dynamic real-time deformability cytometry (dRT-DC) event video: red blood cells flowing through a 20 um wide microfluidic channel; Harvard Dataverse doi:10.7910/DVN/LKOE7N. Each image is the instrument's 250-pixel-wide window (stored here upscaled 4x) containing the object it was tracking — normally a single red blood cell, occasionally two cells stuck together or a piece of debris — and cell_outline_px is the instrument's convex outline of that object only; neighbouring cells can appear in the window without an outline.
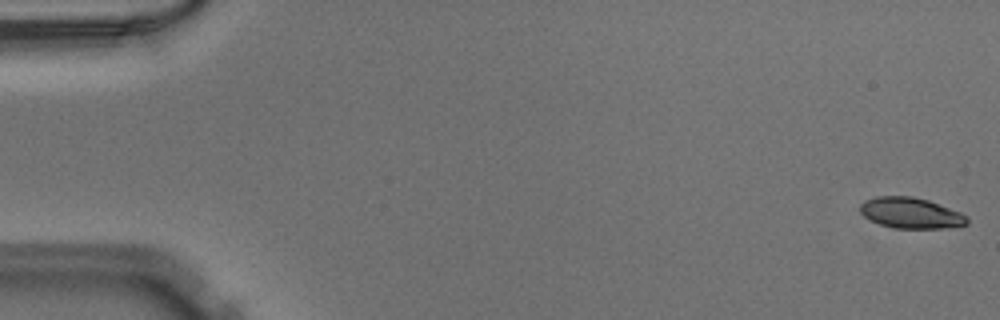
{"species": "Egyptian fruit bat (a non-hibernating species)", "species_latin": "Rousettus aegyptiacus", "temperature_condition": "warm", "stored_images_in_passage": 51, "camera_frame_rate_fps": 3000, "um_per_image_px": 0.085, "animal": {"sex": "male"}, "frame": {"image": 1, "passage_image": 1, "time_ms": 0.0, "image_size_px": [1000, 320], "cell_outline_px": [[968, 224], [940, 228], [896, 228], [880, 224], [864, 216], [860, 212], [860, 204], [864, 200], [876, 196], [912, 196], [928, 200], [960, 212], [968, 216]], "centroid_in_image_um": [77.4, 18.09], "position_along_channel_um": 7.6, "area_um2": 19.07}}
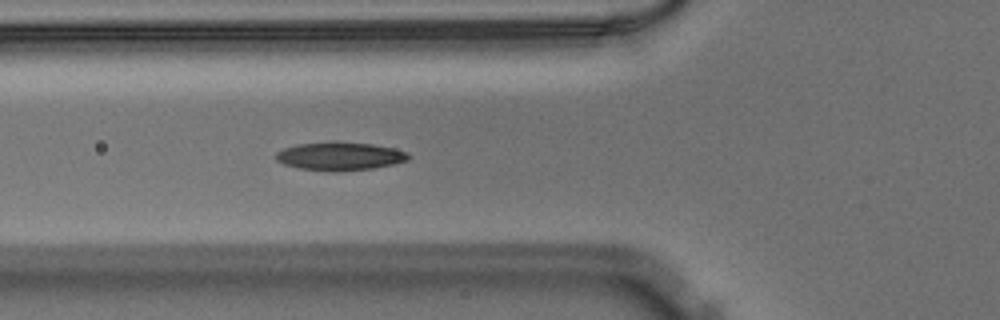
{"frame": {"image": 2, "passage_image": 19, "time_ms": 6.0, "image_size_px": [1000, 320], "cell_outline_px": [[412, 156], [408, 160], [396, 164], [372, 168], [340, 172], [332, 172], [300, 168], [284, 164], [276, 160], [276, 152], [284, 148], [296, 144], [332, 140], [336, 140], [372, 144], [392, 148], [408, 152]], "centroid_in_image_um": [28.9, 13.26], "position_along_channel_um": 96.9, "area_um2": 22.37}}
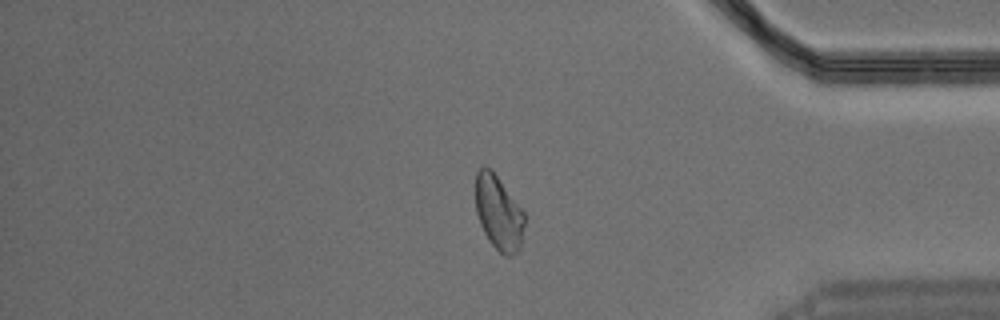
{"frame": {"image": 3, "passage_image": 43, "time_ms": 14.0, "image_size_px": [1000, 320], "cell_outline_px": [[524, 224], [520, 244], [516, 252], [508, 256], [504, 256], [488, 240], [480, 224], [476, 212], [476, 172], [484, 164], [492, 168], [524, 212]], "centroid_in_image_um": [42.36, 18.03], "position_along_channel_um": 392.8, "area_um2": 21.15}}